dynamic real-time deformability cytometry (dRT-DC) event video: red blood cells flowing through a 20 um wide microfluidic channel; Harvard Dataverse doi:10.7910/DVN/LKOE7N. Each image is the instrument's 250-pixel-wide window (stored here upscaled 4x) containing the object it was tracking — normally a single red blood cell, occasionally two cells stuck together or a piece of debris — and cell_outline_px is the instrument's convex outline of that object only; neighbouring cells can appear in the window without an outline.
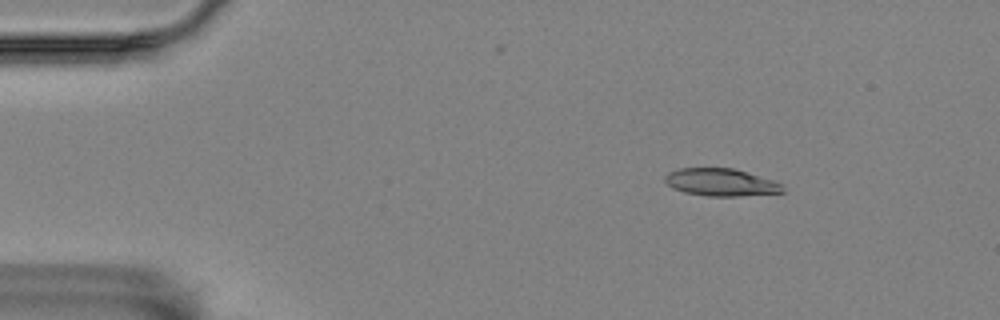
{"species": "Egyptian fruit bat (a non-hibernating species)", "species_latin": "Rousettus aegyptiacus", "temperature_condition": "room temperature", "stored_images_in_passage": 54, "camera_frame_rate_fps": 3000, "um_per_image_px": 0.085, "animal": {"sex": "female"}, "frame": {"image": 1, "passage_image": 5, "time_ms": 1.333, "image_size_px": [1000, 320], "cell_outline_px": [[784, 192], [740, 196], [708, 196], [684, 192], [672, 188], [664, 180], [664, 176], [668, 172], [680, 168], [732, 168], [772, 180], [780, 184], [784, 188]], "centroid_in_image_um": [61.23, 15.5], "position_along_channel_um": 23.8, "area_um2": 18.67}}
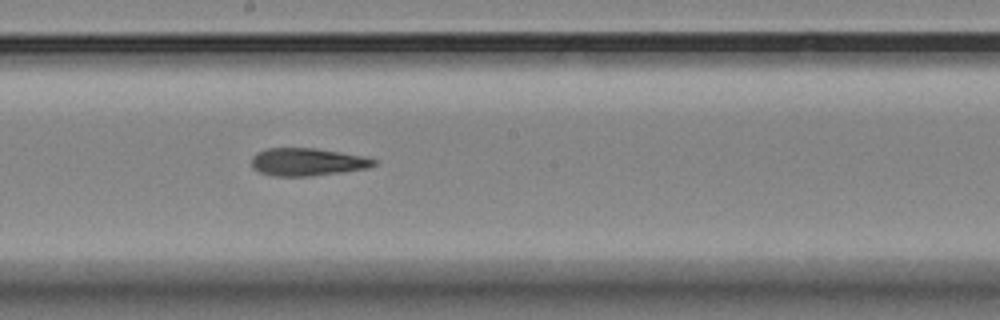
{"frame": {"image": 2, "passage_image": 28, "time_ms": 9.0, "image_size_px": [1000, 320], "cell_outline_px": [[376, 164], [368, 168], [340, 172], [308, 176], [272, 176], [260, 172], [252, 168], [252, 156], [256, 152], [268, 148], [316, 148], [364, 156], [376, 160]], "centroid_in_image_um": [26.09, 13.76], "position_along_channel_um": 222.1, "area_um2": 19.71}}
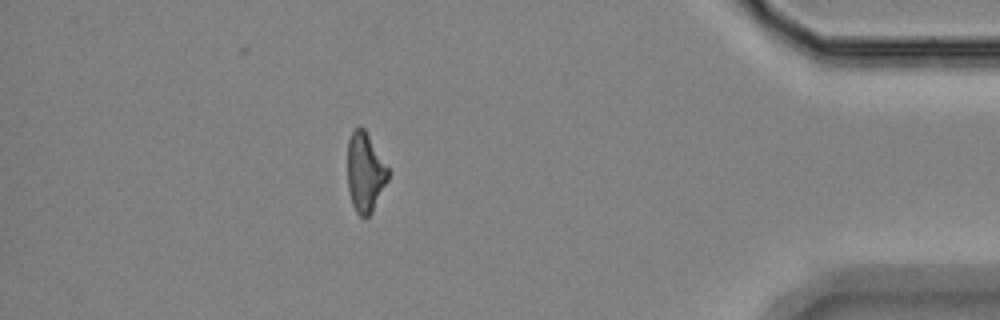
{"frame": {"image": 3, "passage_image": 47, "time_ms": 15.333, "image_size_px": [1000, 320], "cell_outline_px": [[388, 180], [372, 212], [364, 220], [356, 212], [352, 204], [348, 188], [348, 140], [352, 132], [360, 124], [364, 128], [388, 168]], "centroid_in_image_um": [31.02, 14.67], "position_along_channel_um": 404.2, "area_um2": 18.67}, "authors_computed_cell_mechanics": {"area_um2": 19.6809, "velocity_mm_per_s": 3.5284, "shape_relaxation_time_tau1_ms": null, "shape_relaxation_time_tau2_ms": 9.3737, "deformation_change_tau1": null, "deformation_change_tau2": 0.2271}}